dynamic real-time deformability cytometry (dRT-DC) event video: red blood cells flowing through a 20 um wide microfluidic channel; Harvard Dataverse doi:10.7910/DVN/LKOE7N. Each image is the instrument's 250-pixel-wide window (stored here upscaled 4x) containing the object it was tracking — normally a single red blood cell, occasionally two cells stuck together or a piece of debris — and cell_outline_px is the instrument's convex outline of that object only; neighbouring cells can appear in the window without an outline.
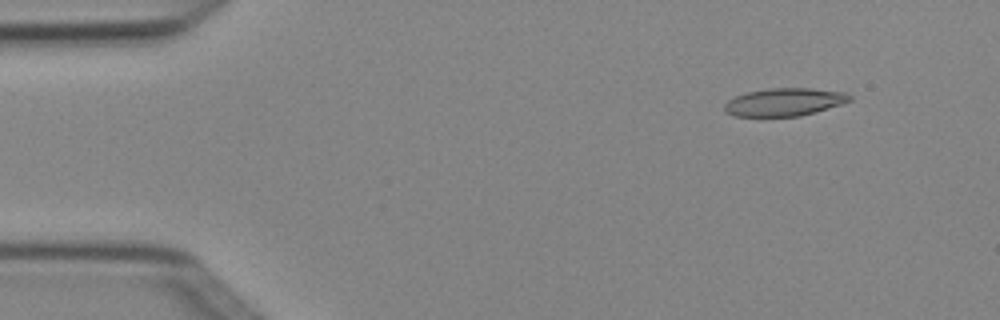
{"species": "Egyptian fruit bat (a non-hibernating species)", "species_latin": "Rousettus aegyptiacus", "temperature_condition": "cold", "stored_images_in_passage": 6, "camera_frame_rate_fps": 3000, "um_per_image_px": 0.085, "animal": {"sex": "female"}, "frame": {"image": 1, "passage_image": 2, "time_ms": 0.333, "image_size_px": [1000, 320], "cell_outline_px": [[852, 100], [816, 112], [800, 116], [736, 116], [724, 112], [724, 104], [728, 100], [744, 92], [768, 88], [812, 88], [848, 92], [852, 96]], "centroid_in_image_um": [66.68, 8.66], "position_along_channel_um": 18.3, "area_um2": 20.52}}
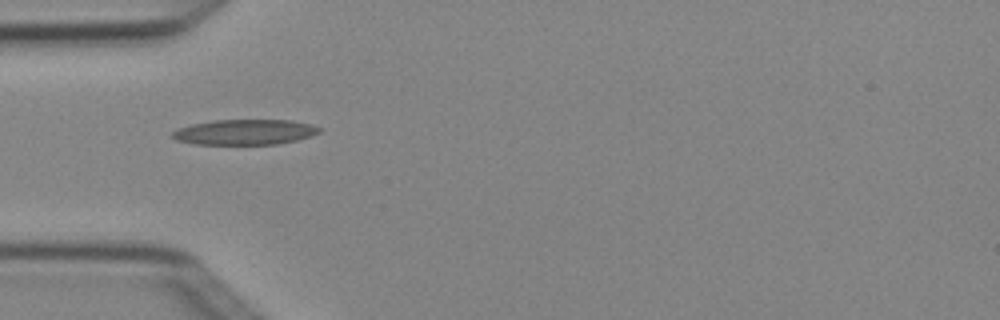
{"frame": {"image": 2, "passage_image": 5, "time_ms": 1.333, "image_size_px": [1000, 320], "cell_outline_px": [[320, 132], [312, 136], [296, 140], [276, 144], [196, 144], [176, 140], [172, 136], [172, 132], [176, 128], [192, 124], [212, 120], [292, 120], [312, 124], [320, 128]], "centroid_in_image_um": [20.81, 11.22], "position_along_channel_um": 64.2, "area_um2": 21.73}}
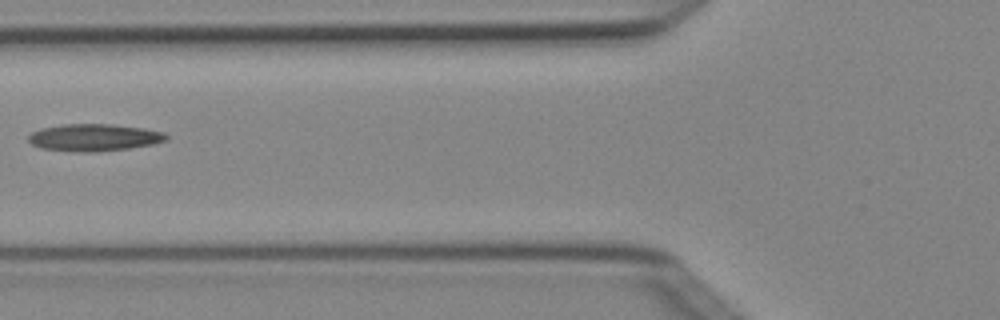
{"frame": {"image": 3, "passage_image": 6, "time_ms": 1.667, "image_size_px": [1000, 320], "cell_outline_px": [[168, 140], [152, 144], [128, 148], [92, 152], [76, 152], [40, 148], [32, 144], [28, 140], [28, 136], [32, 132], [40, 128], [64, 124], [112, 124], [144, 128], [164, 132], [168, 136]], "centroid_in_image_um": [7.99, 11.68], "position_along_channel_um": 117.8, "area_um2": 21.85}}